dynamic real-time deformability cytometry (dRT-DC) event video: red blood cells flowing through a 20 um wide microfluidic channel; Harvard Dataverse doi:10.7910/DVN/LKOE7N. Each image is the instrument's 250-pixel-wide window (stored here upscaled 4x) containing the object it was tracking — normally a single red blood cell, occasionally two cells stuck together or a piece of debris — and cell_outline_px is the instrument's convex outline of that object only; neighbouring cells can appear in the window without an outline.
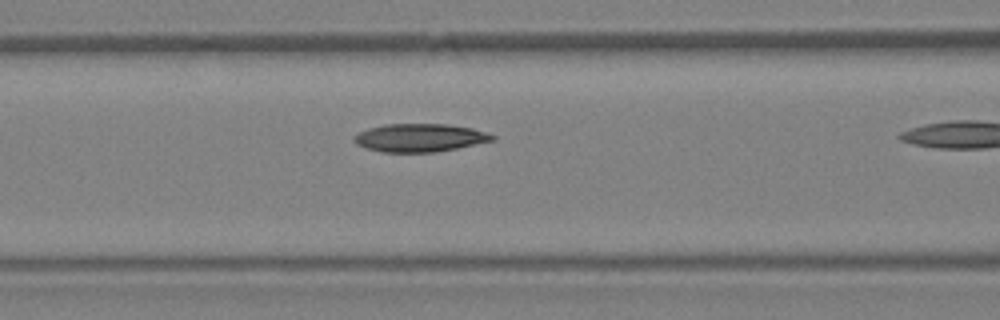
{"species": "Egyptian fruit bat (a non-hibernating species)", "species_latin": "Rousettus aegyptiacus", "temperature_condition": "warm", "stored_images_in_passage": 9, "camera_frame_rate_fps": 3000, "um_per_image_px": 0.085, "animal": {"sex": "female"}, "frame": {"image": 1, "passage_image": 8, "time_ms": 2.333, "image_size_px": [1000, 320], "cell_outline_px": [[496, 140], [436, 152], [380, 152], [356, 144], [352, 140], [360, 132], [368, 128], [384, 124], [448, 124], [472, 128], [496, 136]], "centroid_in_image_um": [35.69, 11.71], "position_along_channel_um": 130.9, "area_um2": 22.54}}